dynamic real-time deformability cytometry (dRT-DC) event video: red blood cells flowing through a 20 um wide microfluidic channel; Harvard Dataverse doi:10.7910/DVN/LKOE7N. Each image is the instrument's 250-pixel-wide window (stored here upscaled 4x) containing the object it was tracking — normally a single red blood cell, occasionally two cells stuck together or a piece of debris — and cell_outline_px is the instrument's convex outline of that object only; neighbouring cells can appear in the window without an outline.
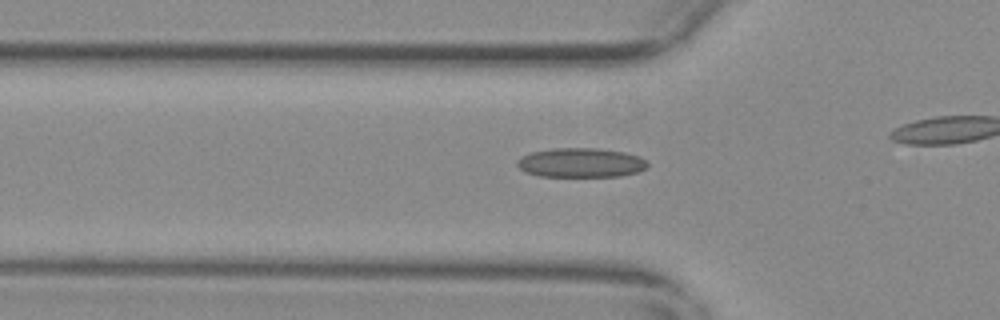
{"species": "common noctule bat (a hibernating species)", "species_latin": "Nyctalus noctula", "temperature_condition": "warm", "stored_images_in_passage": 40, "camera_frame_rate_fps": 3000, "um_per_image_px": 0.085, "animal": {"sex": "female", "body_mass_g": 29.2, "forearm_length_mm": 56.3}, "frame": {"image": 1, "passage_image": 4, "time_ms": 1.0, "image_size_px": [1000, 320], "cell_outline_px": [[648, 164], [644, 168], [636, 172], [620, 176], [540, 176], [524, 172], [516, 164], [516, 160], [532, 152], [552, 148], [596, 148], [624, 152], [640, 156]], "centroid_in_image_um": [49.34, 13.82], "position_along_channel_um": 76.5, "area_um2": 22.14}}
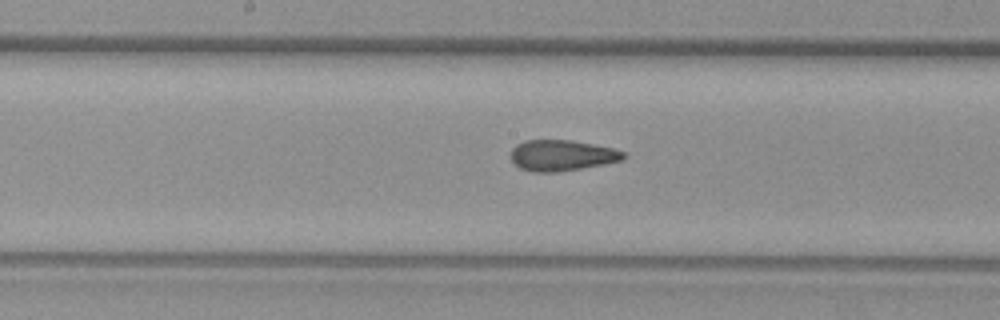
{"frame": {"image": 2, "passage_image": 14, "time_ms": 4.333, "image_size_px": [1000, 320], "cell_outline_px": [[628, 156], [624, 160], [604, 164], [556, 172], [532, 172], [520, 168], [512, 160], [512, 148], [516, 144], [524, 140], [572, 140], [612, 148], [624, 152]], "centroid_in_image_um": [47.77, 13.2], "position_along_channel_um": 200.4, "area_um2": 20.23}}
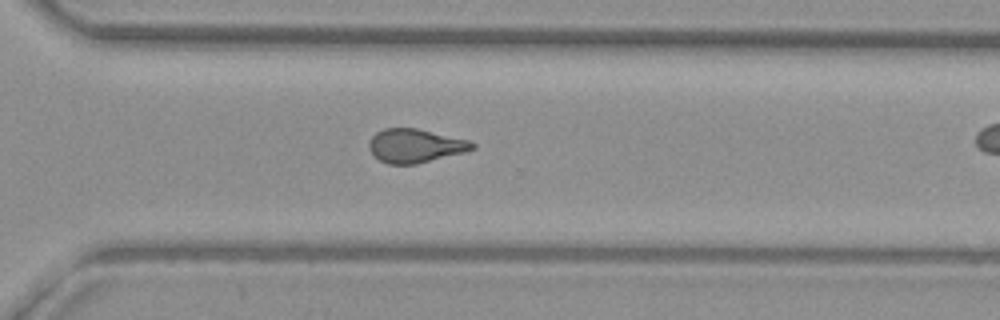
{"frame": {"image": 3, "passage_image": 25, "time_ms": 8.0, "image_size_px": [1000, 320], "cell_outline_px": [[476, 148], [464, 152], [416, 164], [388, 164], [380, 160], [368, 148], [368, 144], [372, 136], [376, 132], [384, 128], [416, 128], [468, 140], [476, 144]], "centroid_in_image_um": [35.28, 12.38], "position_along_channel_um": 335.3, "area_um2": 20.11}, "authors_computed_cell_mechanics": {"area_um2": 20.2011, "velocity_mm_per_s": 3.7014, "shape_relaxation_time_tau1_ms": null, "shape_relaxation_time_tau2_ms": 1.7352, "deformation_change_tau1": null, "deformation_change_tau2": 0.0897}}